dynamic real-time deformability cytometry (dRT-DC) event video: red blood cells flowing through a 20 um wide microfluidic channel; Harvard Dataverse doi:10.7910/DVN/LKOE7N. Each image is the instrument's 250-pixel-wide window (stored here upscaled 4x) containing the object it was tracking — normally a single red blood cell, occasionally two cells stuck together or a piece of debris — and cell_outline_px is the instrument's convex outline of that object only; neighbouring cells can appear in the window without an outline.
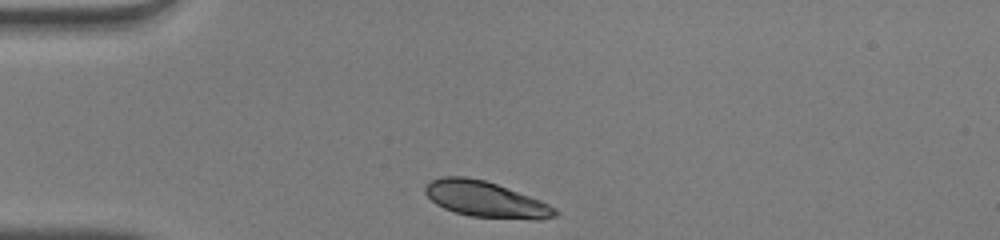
{"species": "human", "species_latin": "Homo sapiens", "temperature_condition": "warm", "stored_images_in_passage": 29, "camera_frame_rate_fps": 3000, "um_per_image_px": 0.085, "donor": {"sex": "male"}, "frame": {"image": 1, "passage_image": 1, "time_ms": 0.0, "image_size_px": [1000, 240], "cell_outline_px": [[560, 212], [556, 216], [540, 220], [532, 220], [472, 216], [456, 212], [444, 208], [436, 204], [424, 192], [424, 188], [432, 180], [440, 176], [464, 176], [484, 180], [496, 184], [540, 200], [556, 208]], "centroid_in_image_um": [41.31, 16.95], "position_along_channel_um": 43.7, "area_um2": 26.99}}
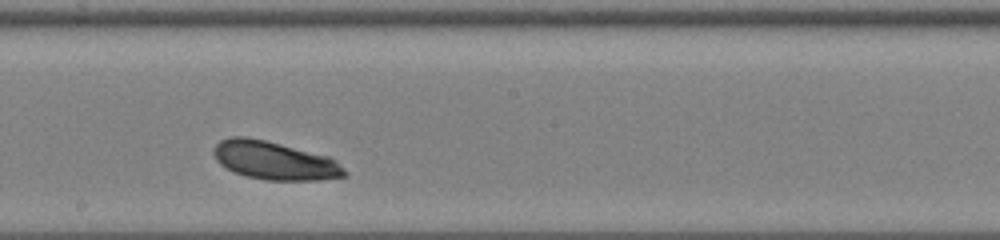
{"frame": {"image": 2, "passage_image": 17, "time_ms": 5.333, "image_size_px": [1000, 240], "cell_outline_px": [[348, 176], [320, 180], [264, 180], [244, 176], [232, 172], [220, 164], [216, 160], [212, 152], [216, 144], [220, 140], [232, 136], [248, 136], [328, 156], [344, 168], [348, 172]], "centroid_in_image_um": [23.3, 13.66], "position_along_channel_um": 224.9, "area_um2": 29.3}}
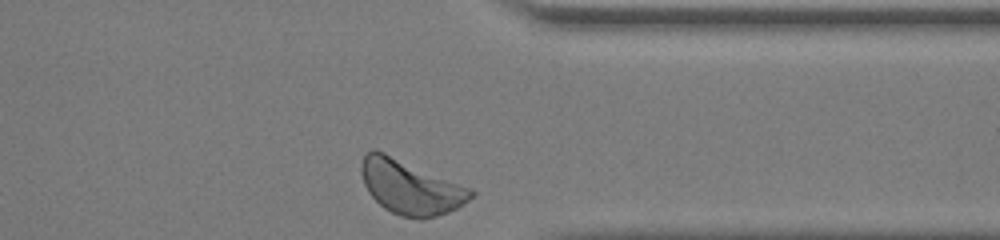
{"frame": {"image": 3, "passage_image": 29, "time_ms": 9.333, "image_size_px": [1000, 240], "cell_outline_px": [[476, 192], [468, 200], [456, 208], [448, 212], [424, 220], [420, 220], [400, 216], [384, 208], [368, 192], [364, 184], [360, 172], [360, 164], [364, 156], [372, 148], [376, 148], [472, 188]], "centroid_in_image_um": [34.88, 15.89], "position_along_channel_um": 376.5, "area_um2": 34.97}, "authors_computed_cell_mechanics": {"area_um2": 28.6688, "velocity_mm_per_s": 3.9035, "shape_relaxation_time_tau1_ms": 1.5843, "shape_relaxation_time_tau2_ms": 2.2285, "deformation_change_tau1": 0.1158, "deformation_change_tau2": 0.0691}}